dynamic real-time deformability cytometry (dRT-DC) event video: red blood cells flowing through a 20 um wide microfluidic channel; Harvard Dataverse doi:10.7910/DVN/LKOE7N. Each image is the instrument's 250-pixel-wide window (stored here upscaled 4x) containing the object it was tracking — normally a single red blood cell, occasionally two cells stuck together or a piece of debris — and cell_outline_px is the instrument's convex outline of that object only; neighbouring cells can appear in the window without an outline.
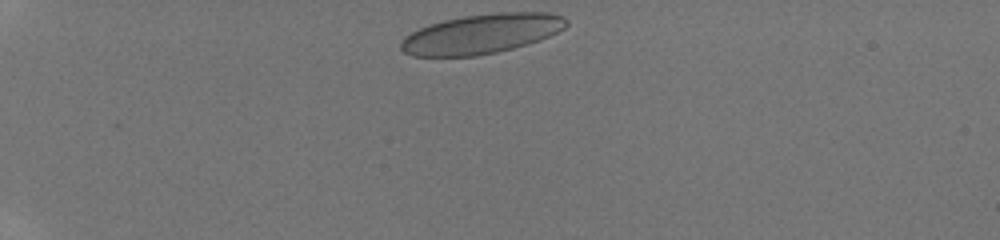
{"species": "human", "species_latin": "Homo sapiens", "temperature_condition": "room temperature", "stored_images_in_passage": 37, "camera_frame_rate_fps": 3000, "um_per_image_px": 0.085, "donor": {"sex": "male"}, "frame": {"image": 1, "passage_image": 1, "time_ms": 0.0, "image_size_px": [1000, 240], "cell_outline_px": [[568, 24], [564, 28], [540, 40], [512, 48], [496, 52], [476, 56], [412, 56], [404, 52], [400, 48], [400, 44], [404, 36], [428, 24], [444, 20], [464, 16], [500, 12], [548, 12], [564, 16], [568, 20]], "centroid_in_image_um": [40.93, 2.87], "position_along_channel_um": 44.1, "area_um2": 38.15}}
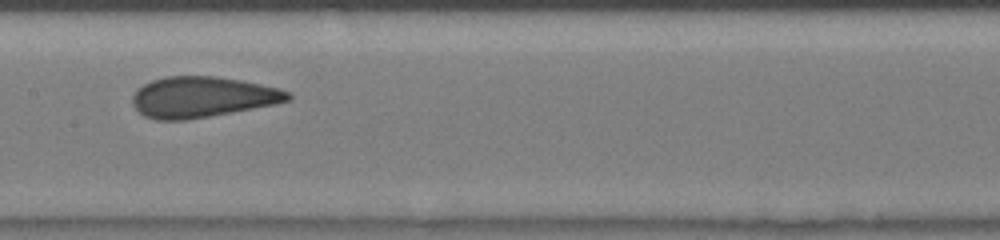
{"frame": {"image": 2, "passage_image": 16, "time_ms": 5.0, "image_size_px": [1000, 240], "cell_outline_px": [[292, 100], [232, 112], [188, 120], [156, 120], [144, 116], [132, 104], [132, 96], [136, 88], [152, 80], [164, 76], [216, 76], [240, 80], [280, 88], [292, 92]], "centroid_in_image_um": [17.18, 8.24], "position_along_channel_um": 190.2, "area_um2": 37.05}}
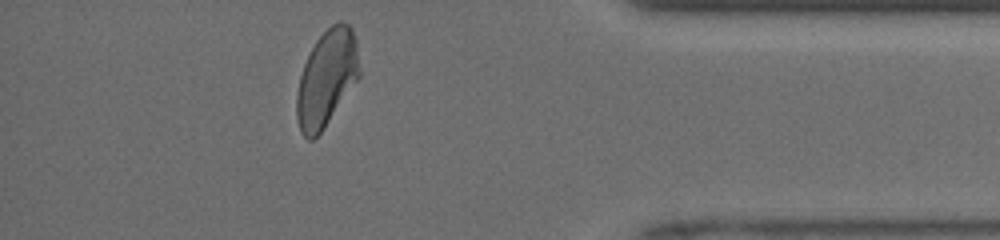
{"frame": {"image": 3, "passage_image": 33, "time_ms": 10.667, "image_size_px": [1000, 240], "cell_outline_px": [[360, 76], [324, 128], [312, 140], [308, 140], [300, 132], [296, 116], [296, 96], [300, 76], [304, 64], [316, 40], [332, 24], [340, 20], [348, 24], [352, 28], [356, 40], [360, 72]], "centroid_in_image_um": [27.76, 6.65], "position_along_channel_um": 407.4, "area_um2": 35.03}, "authors_computed_cell_mechanics": {"area_um2": 36.5874, "velocity_mm_per_s": 4.2207, "shape_relaxation_time_tau1_ms": 7.4113, "shape_relaxation_time_tau2_ms": 0.5577, "deformation_change_tau1": 0.19, "deformation_change_tau2": 0.0769}}